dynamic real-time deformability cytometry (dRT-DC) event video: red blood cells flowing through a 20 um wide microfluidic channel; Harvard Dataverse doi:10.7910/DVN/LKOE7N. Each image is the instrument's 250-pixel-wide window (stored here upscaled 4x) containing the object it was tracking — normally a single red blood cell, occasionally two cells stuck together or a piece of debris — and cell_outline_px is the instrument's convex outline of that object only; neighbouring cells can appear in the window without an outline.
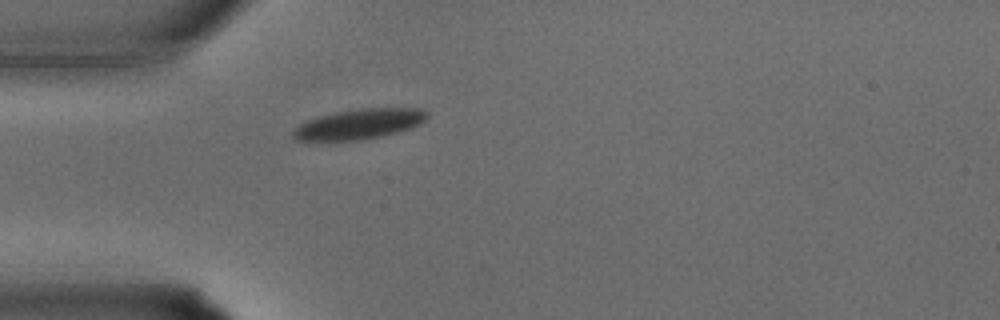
{"species": "common noctule bat (a hibernating species)", "species_latin": "Nyctalus noctula", "temperature_condition": "warm", "stored_images_in_passage": 25, "camera_frame_rate_fps": 3000, "um_per_image_px": 0.085, "animal": {"sex": "male", "body_mass_g": 15.6}, "frame": {"image": 1, "passage_image": 1, "time_ms": 0.0, "image_size_px": [1000, 320], "cell_outline_px": [[428, 116], [424, 120], [408, 128], [396, 132], [380, 136], [356, 140], [296, 140], [292, 136], [292, 132], [300, 124], [308, 120], [320, 116], [336, 112], [360, 108], [420, 108], [428, 112]], "centroid_in_image_um": [30.51, 10.53], "position_along_channel_um": 54.5, "area_um2": 23.0}}
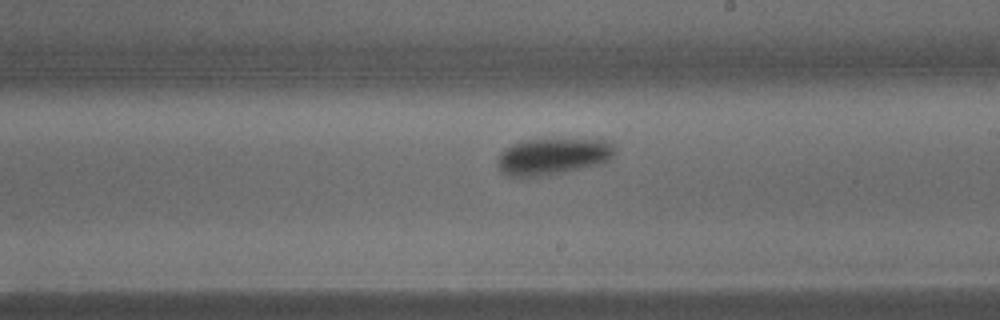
{"frame": {"image": 2, "passage_image": 11, "time_ms": 3.333, "image_size_px": [1000, 320], "cell_outline_px": [[616, 148], [612, 156], [608, 160], [600, 164], [548, 176], [528, 180], [520, 180], [504, 176], [500, 172], [496, 164], [496, 160], [500, 152], [512, 144], [524, 140], [612, 140]], "centroid_in_image_um": [46.89, 13.36], "position_along_channel_um": 242.1, "area_um2": 25.95}}
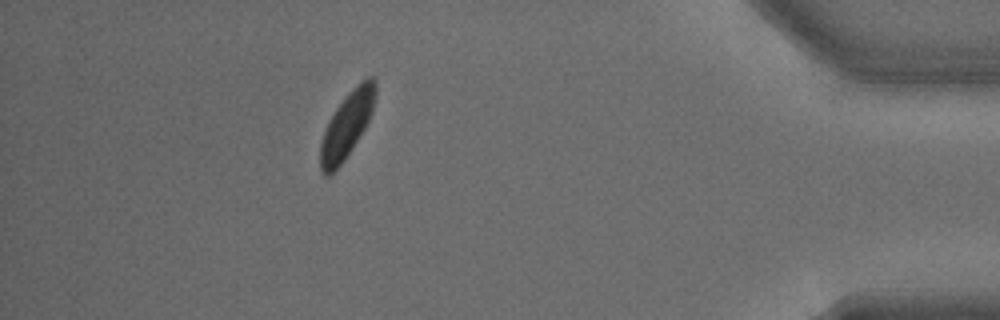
{"frame": {"image": 3, "passage_image": 22, "time_ms": 7.0, "image_size_px": [1000, 320], "cell_outline_px": [[376, 96], [372, 112], [364, 128], [352, 148], [344, 160], [328, 176], [324, 176], [320, 172], [320, 144], [324, 132], [336, 108], [348, 92], [356, 84], [368, 76], [372, 76], [376, 80]], "centroid_in_image_um": [29.49, 10.6], "position_along_channel_um": 405.7, "area_um2": 20.81}}